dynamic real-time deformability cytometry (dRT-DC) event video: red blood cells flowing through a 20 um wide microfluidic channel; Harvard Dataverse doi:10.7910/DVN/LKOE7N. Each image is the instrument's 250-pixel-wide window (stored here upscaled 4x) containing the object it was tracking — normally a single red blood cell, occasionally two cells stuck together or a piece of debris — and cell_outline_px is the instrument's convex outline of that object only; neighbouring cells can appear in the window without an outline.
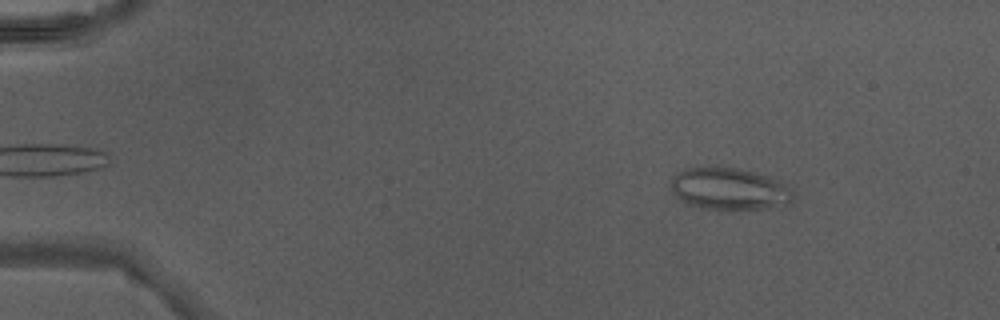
{"species": "Egyptian fruit bat (a non-hibernating species)", "species_latin": "Rousettus aegyptiacus", "temperature_condition": "warm", "stored_images_in_passage": 47, "camera_frame_rate_fps": 3000, "um_per_image_px": 0.085, "animal": {"sex": "male"}, "frame": {"image": 1, "passage_image": 7, "time_ms": 2.0, "image_size_px": [1000, 320], "cell_outline_px": [[792, 200], [788, 204], [764, 208], [728, 212], [704, 208], [684, 204], [672, 192], [672, 180], [676, 172], [684, 168], [736, 168], [784, 180], [788, 184], [792, 192]], "centroid_in_image_um": [62.0, 16.1], "position_along_channel_um": 23.0, "area_um2": 30.46}}
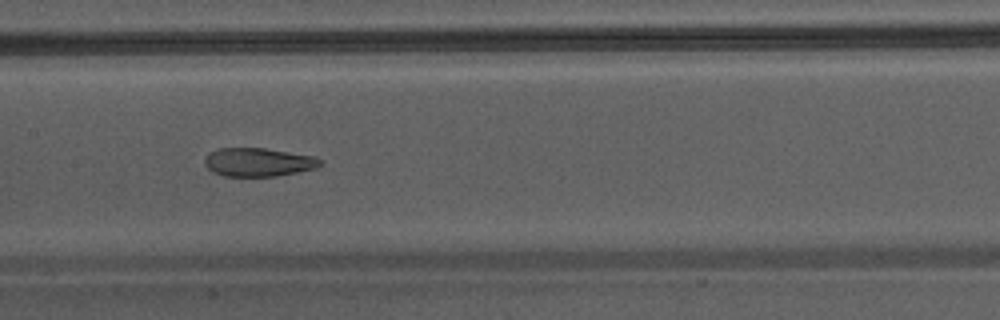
{"frame": {"image": 2, "passage_image": 25, "time_ms": 8.0, "image_size_px": [1000, 320], "cell_outline_px": [[320, 164], [316, 168], [276, 176], [224, 176], [212, 172], [204, 164], [204, 160], [208, 152], [220, 148], [264, 148], [312, 156], [320, 160]], "centroid_in_image_um": [21.88, 13.78], "position_along_channel_um": 185.5, "area_um2": 19.02}}
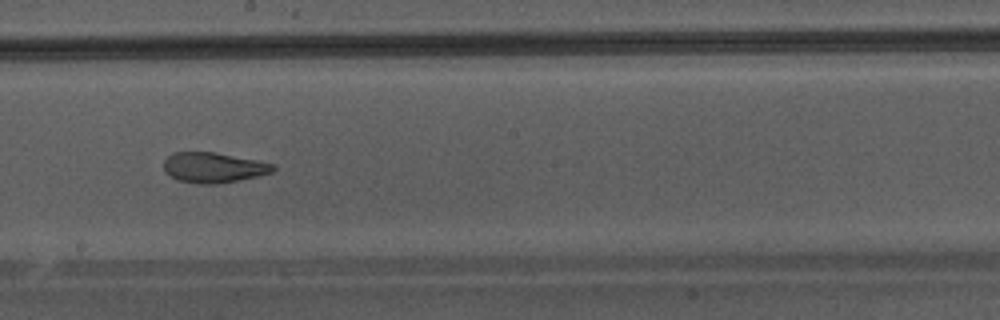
{"frame": {"image": 3, "passage_image": 28, "time_ms": 9.0, "image_size_px": [1000, 320], "cell_outline_px": [[276, 168], [272, 172], [256, 176], [216, 184], [200, 184], [176, 180], [164, 172], [164, 160], [172, 152], [216, 152], [276, 164]], "centroid_in_image_um": [18.11, 14.23], "position_along_channel_um": 230.1, "area_um2": 19.31}}